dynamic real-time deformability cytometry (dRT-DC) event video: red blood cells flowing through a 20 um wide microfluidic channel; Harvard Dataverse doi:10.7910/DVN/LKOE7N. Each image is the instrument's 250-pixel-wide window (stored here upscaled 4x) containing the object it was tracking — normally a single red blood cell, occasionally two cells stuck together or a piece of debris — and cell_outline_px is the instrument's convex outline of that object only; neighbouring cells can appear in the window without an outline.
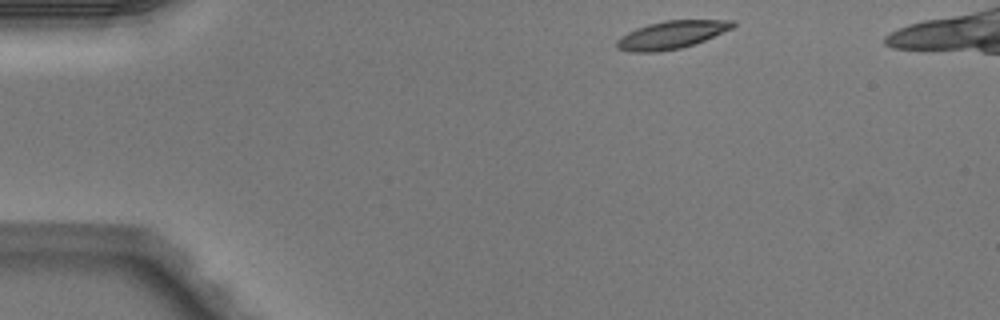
{"species": "Egyptian fruit bat (a non-hibernating species)", "species_latin": "Rousettus aegyptiacus", "temperature_condition": "warm", "stored_images_in_passage": 4, "camera_frame_rate_fps": 3000, "um_per_image_px": 0.085, "animal": {"sex": "male"}, "frame": {"image": 1, "passage_image": 1, "time_ms": 0.0, "image_size_px": [1000, 320], "cell_outline_px": [[736, 24], [732, 28], [704, 40], [680, 48], [660, 52], [628, 52], [616, 48], [616, 40], [620, 36], [636, 28], [648, 24], [664, 20], [736, 20]], "centroid_in_image_um": [57.03, 2.96], "position_along_channel_um": 28.0, "area_um2": 18.84}}